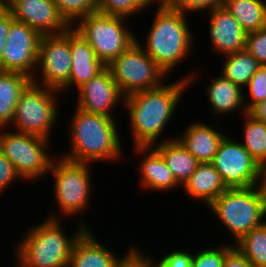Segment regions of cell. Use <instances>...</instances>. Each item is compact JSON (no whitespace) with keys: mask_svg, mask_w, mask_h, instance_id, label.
<instances>
[{"mask_svg":"<svg viewBox=\"0 0 266 267\" xmlns=\"http://www.w3.org/2000/svg\"><path fill=\"white\" fill-rule=\"evenodd\" d=\"M194 72L175 82L166 85L164 83L158 88L138 91L124 97L123 106L129 111V127L133 136L132 143L134 142L132 145L153 146L158 143L185 91L199 77L198 72Z\"/></svg>","mask_w":266,"mask_h":267,"instance_id":"1","label":"cell"},{"mask_svg":"<svg viewBox=\"0 0 266 267\" xmlns=\"http://www.w3.org/2000/svg\"><path fill=\"white\" fill-rule=\"evenodd\" d=\"M74 110L68 129L70 150L66 154L62 153V157L87 164L101 160L120 161L123 155V141L119 138L116 118L88 113L78 107Z\"/></svg>","mask_w":266,"mask_h":267,"instance_id":"2","label":"cell"},{"mask_svg":"<svg viewBox=\"0 0 266 267\" xmlns=\"http://www.w3.org/2000/svg\"><path fill=\"white\" fill-rule=\"evenodd\" d=\"M80 218L78 229L69 236L64 233L60 219L45 218L42 223L28 227L15 246L17 267H68L75 242L89 228Z\"/></svg>","mask_w":266,"mask_h":267,"instance_id":"3","label":"cell"},{"mask_svg":"<svg viewBox=\"0 0 266 267\" xmlns=\"http://www.w3.org/2000/svg\"><path fill=\"white\" fill-rule=\"evenodd\" d=\"M157 11L153 17L146 42L141 45L149 57L169 75L183 59L192 52L195 41L186 13L168 8L157 0ZM193 45V46H192Z\"/></svg>","mask_w":266,"mask_h":267,"instance_id":"4","label":"cell"},{"mask_svg":"<svg viewBox=\"0 0 266 267\" xmlns=\"http://www.w3.org/2000/svg\"><path fill=\"white\" fill-rule=\"evenodd\" d=\"M208 208L236 242L266 221V195L259 185L226 189Z\"/></svg>","mask_w":266,"mask_h":267,"instance_id":"5","label":"cell"},{"mask_svg":"<svg viewBox=\"0 0 266 267\" xmlns=\"http://www.w3.org/2000/svg\"><path fill=\"white\" fill-rule=\"evenodd\" d=\"M91 169L87 163L74 162L58 156L53 159L49 171L55 178L54 199L59 210L56 211L58 214L52 211L47 218L59 219L64 215L67 217L83 215L81 212L90 206L89 196L93 184L90 182Z\"/></svg>","mask_w":266,"mask_h":267,"instance_id":"6","label":"cell"},{"mask_svg":"<svg viewBox=\"0 0 266 267\" xmlns=\"http://www.w3.org/2000/svg\"><path fill=\"white\" fill-rule=\"evenodd\" d=\"M126 20L97 11L80 18L72 28L88 41L96 57L107 66L138 39Z\"/></svg>","mask_w":266,"mask_h":267,"instance_id":"7","label":"cell"},{"mask_svg":"<svg viewBox=\"0 0 266 267\" xmlns=\"http://www.w3.org/2000/svg\"><path fill=\"white\" fill-rule=\"evenodd\" d=\"M58 93L57 89L31 82L16 104L11 123L14 131L50 140L59 116Z\"/></svg>","mask_w":266,"mask_h":267,"instance_id":"8","label":"cell"},{"mask_svg":"<svg viewBox=\"0 0 266 267\" xmlns=\"http://www.w3.org/2000/svg\"><path fill=\"white\" fill-rule=\"evenodd\" d=\"M4 129L7 127L0 128V151L11 161L22 180L32 182L51 173L50 165L56 157L50 155L53 152L51 140Z\"/></svg>","mask_w":266,"mask_h":267,"instance_id":"9","label":"cell"},{"mask_svg":"<svg viewBox=\"0 0 266 267\" xmlns=\"http://www.w3.org/2000/svg\"><path fill=\"white\" fill-rule=\"evenodd\" d=\"M124 96L155 89L168 75L136 41L106 66Z\"/></svg>","mask_w":266,"mask_h":267,"instance_id":"10","label":"cell"},{"mask_svg":"<svg viewBox=\"0 0 266 267\" xmlns=\"http://www.w3.org/2000/svg\"><path fill=\"white\" fill-rule=\"evenodd\" d=\"M220 173L227 189L248 188L260 183L259 164L243 145L230 136H224L211 161Z\"/></svg>","mask_w":266,"mask_h":267,"instance_id":"11","label":"cell"},{"mask_svg":"<svg viewBox=\"0 0 266 267\" xmlns=\"http://www.w3.org/2000/svg\"><path fill=\"white\" fill-rule=\"evenodd\" d=\"M71 57L70 27L61 34L42 35L37 60L41 79L36 75L32 78V82L60 90L69 81Z\"/></svg>","mask_w":266,"mask_h":267,"instance_id":"12","label":"cell"},{"mask_svg":"<svg viewBox=\"0 0 266 267\" xmlns=\"http://www.w3.org/2000/svg\"><path fill=\"white\" fill-rule=\"evenodd\" d=\"M41 36L26 23L14 20L6 37L0 70L20 72L30 78L35 77Z\"/></svg>","mask_w":266,"mask_h":267,"instance_id":"13","label":"cell"},{"mask_svg":"<svg viewBox=\"0 0 266 267\" xmlns=\"http://www.w3.org/2000/svg\"><path fill=\"white\" fill-rule=\"evenodd\" d=\"M76 107L88 113L114 118L112 110L123 104L124 95L114 81L110 70L105 67L90 81L78 88Z\"/></svg>","mask_w":266,"mask_h":267,"instance_id":"14","label":"cell"},{"mask_svg":"<svg viewBox=\"0 0 266 267\" xmlns=\"http://www.w3.org/2000/svg\"><path fill=\"white\" fill-rule=\"evenodd\" d=\"M6 8L14 20L26 23L41 35L61 34L70 27L54 0H13Z\"/></svg>","mask_w":266,"mask_h":267,"instance_id":"15","label":"cell"},{"mask_svg":"<svg viewBox=\"0 0 266 267\" xmlns=\"http://www.w3.org/2000/svg\"><path fill=\"white\" fill-rule=\"evenodd\" d=\"M208 14L213 52L223 56L245 49L247 32L228 10L220 6L210 9Z\"/></svg>","mask_w":266,"mask_h":267,"instance_id":"16","label":"cell"},{"mask_svg":"<svg viewBox=\"0 0 266 267\" xmlns=\"http://www.w3.org/2000/svg\"><path fill=\"white\" fill-rule=\"evenodd\" d=\"M70 50L72 67L69 81L59 90L80 88L83 84L90 81L99 74L106 66L96 57L94 50L88 41L70 27Z\"/></svg>","mask_w":266,"mask_h":267,"instance_id":"17","label":"cell"},{"mask_svg":"<svg viewBox=\"0 0 266 267\" xmlns=\"http://www.w3.org/2000/svg\"><path fill=\"white\" fill-rule=\"evenodd\" d=\"M134 151L139 155L142 154V157L144 156V159H141L138 164L142 188H147V191L164 192L166 190L168 192L180 187L171 169L153 146H134Z\"/></svg>","mask_w":266,"mask_h":267,"instance_id":"18","label":"cell"},{"mask_svg":"<svg viewBox=\"0 0 266 267\" xmlns=\"http://www.w3.org/2000/svg\"><path fill=\"white\" fill-rule=\"evenodd\" d=\"M87 228L75 242L68 267H114L122 258Z\"/></svg>","mask_w":266,"mask_h":267,"instance_id":"19","label":"cell"},{"mask_svg":"<svg viewBox=\"0 0 266 267\" xmlns=\"http://www.w3.org/2000/svg\"><path fill=\"white\" fill-rule=\"evenodd\" d=\"M176 138L198 160L199 163L211 162L217 152L221 140L226 135L214 127L201 123L191 122Z\"/></svg>","mask_w":266,"mask_h":267,"instance_id":"20","label":"cell"},{"mask_svg":"<svg viewBox=\"0 0 266 267\" xmlns=\"http://www.w3.org/2000/svg\"><path fill=\"white\" fill-rule=\"evenodd\" d=\"M189 198L204 203L208 207L227 187L221 179L220 173L211 162L199 163L195 172L182 186Z\"/></svg>","mask_w":266,"mask_h":267,"instance_id":"21","label":"cell"},{"mask_svg":"<svg viewBox=\"0 0 266 267\" xmlns=\"http://www.w3.org/2000/svg\"><path fill=\"white\" fill-rule=\"evenodd\" d=\"M219 75L212 78V82L205 88V94L208 96L211 109H213L212 113L216 115L215 117H220L222 114L226 116V114L240 109L243 110L241 113L245 114L244 90L246 89H242L223 75Z\"/></svg>","mask_w":266,"mask_h":267,"instance_id":"22","label":"cell"},{"mask_svg":"<svg viewBox=\"0 0 266 267\" xmlns=\"http://www.w3.org/2000/svg\"><path fill=\"white\" fill-rule=\"evenodd\" d=\"M170 138V139H169ZM153 147L160 153L166 165L171 169L177 183L183 186L195 172L198 160L175 137H168Z\"/></svg>","mask_w":266,"mask_h":267,"instance_id":"23","label":"cell"},{"mask_svg":"<svg viewBox=\"0 0 266 267\" xmlns=\"http://www.w3.org/2000/svg\"><path fill=\"white\" fill-rule=\"evenodd\" d=\"M31 82L23 73L0 70V128L11 126L20 94Z\"/></svg>","mask_w":266,"mask_h":267,"instance_id":"24","label":"cell"},{"mask_svg":"<svg viewBox=\"0 0 266 267\" xmlns=\"http://www.w3.org/2000/svg\"><path fill=\"white\" fill-rule=\"evenodd\" d=\"M223 7L247 33L266 26V0H225Z\"/></svg>","mask_w":266,"mask_h":267,"instance_id":"25","label":"cell"},{"mask_svg":"<svg viewBox=\"0 0 266 267\" xmlns=\"http://www.w3.org/2000/svg\"><path fill=\"white\" fill-rule=\"evenodd\" d=\"M226 56V57H225ZM225 61L220 74L242 89L261 67L260 63L246 50L224 55Z\"/></svg>","mask_w":266,"mask_h":267,"instance_id":"26","label":"cell"},{"mask_svg":"<svg viewBox=\"0 0 266 267\" xmlns=\"http://www.w3.org/2000/svg\"><path fill=\"white\" fill-rule=\"evenodd\" d=\"M244 133L243 142H240L253 159L261 167L266 163V123L255 119L248 112L243 114Z\"/></svg>","mask_w":266,"mask_h":267,"instance_id":"27","label":"cell"},{"mask_svg":"<svg viewBox=\"0 0 266 267\" xmlns=\"http://www.w3.org/2000/svg\"><path fill=\"white\" fill-rule=\"evenodd\" d=\"M235 243L238 250L254 267H266V221Z\"/></svg>","mask_w":266,"mask_h":267,"instance_id":"28","label":"cell"},{"mask_svg":"<svg viewBox=\"0 0 266 267\" xmlns=\"http://www.w3.org/2000/svg\"><path fill=\"white\" fill-rule=\"evenodd\" d=\"M157 0H98V12L130 18L131 15H138L141 11L145 12ZM149 6V7H148ZM140 11V12H139Z\"/></svg>","mask_w":266,"mask_h":267,"instance_id":"29","label":"cell"},{"mask_svg":"<svg viewBox=\"0 0 266 267\" xmlns=\"http://www.w3.org/2000/svg\"><path fill=\"white\" fill-rule=\"evenodd\" d=\"M60 16L72 27L80 18L98 11V0H54Z\"/></svg>","mask_w":266,"mask_h":267,"instance_id":"30","label":"cell"},{"mask_svg":"<svg viewBox=\"0 0 266 267\" xmlns=\"http://www.w3.org/2000/svg\"><path fill=\"white\" fill-rule=\"evenodd\" d=\"M221 244L214 248L195 251L192 255L191 267H223L225 255L235 246Z\"/></svg>","mask_w":266,"mask_h":267,"instance_id":"31","label":"cell"},{"mask_svg":"<svg viewBox=\"0 0 266 267\" xmlns=\"http://www.w3.org/2000/svg\"><path fill=\"white\" fill-rule=\"evenodd\" d=\"M245 88H248V95L251 100L246 102L247 97L244 94V107L248 112L254 105L266 100V66H261L257 70Z\"/></svg>","mask_w":266,"mask_h":267,"instance_id":"32","label":"cell"},{"mask_svg":"<svg viewBox=\"0 0 266 267\" xmlns=\"http://www.w3.org/2000/svg\"><path fill=\"white\" fill-rule=\"evenodd\" d=\"M168 8L181 11L183 13L188 12H202L209 11L210 9L223 6L225 0H161Z\"/></svg>","mask_w":266,"mask_h":267,"instance_id":"33","label":"cell"},{"mask_svg":"<svg viewBox=\"0 0 266 267\" xmlns=\"http://www.w3.org/2000/svg\"><path fill=\"white\" fill-rule=\"evenodd\" d=\"M245 49L261 66H266V26L247 33Z\"/></svg>","mask_w":266,"mask_h":267,"instance_id":"34","label":"cell"},{"mask_svg":"<svg viewBox=\"0 0 266 267\" xmlns=\"http://www.w3.org/2000/svg\"><path fill=\"white\" fill-rule=\"evenodd\" d=\"M129 247V252L114 267H152L154 265V259L147 253L144 254V251L139 250L140 247Z\"/></svg>","mask_w":266,"mask_h":267,"instance_id":"35","label":"cell"},{"mask_svg":"<svg viewBox=\"0 0 266 267\" xmlns=\"http://www.w3.org/2000/svg\"><path fill=\"white\" fill-rule=\"evenodd\" d=\"M192 253L183 250H174L164 255L159 261L154 260L157 267H191Z\"/></svg>","mask_w":266,"mask_h":267,"instance_id":"36","label":"cell"},{"mask_svg":"<svg viewBox=\"0 0 266 267\" xmlns=\"http://www.w3.org/2000/svg\"><path fill=\"white\" fill-rule=\"evenodd\" d=\"M14 165L11 161L0 151V193L4 192L9 185L20 179ZM12 183V184H11ZM5 189V190H4Z\"/></svg>","mask_w":266,"mask_h":267,"instance_id":"37","label":"cell"},{"mask_svg":"<svg viewBox=\"0 0 266 267\" xmlns=\"http://www.w3.org/2000/svg\"><path fill=\"white\" fill-rule=\"evenodd\" d=\"M14 21L13 16L6 7L0 10V63L3 56V50L6 44V37L11 23Z\"/></svg>","mask_w":266,"mask_h":267,"instance_id":"38","label":"cell"},{"mask_svg":"<svg viewBox=\"0 0 266 267\" xmlns=\"http://www.w3.org/2000/svg\"><path fill=\"white\" fill-rule=\"evenodd\" d=\"M223 267H254V265L234 246L225 255Z\"/></svg>","mask_w":266,"mask_h":267,"instance_id":"39","label":"cell"},{"mask_svg":"<svg viewBox=\"0 0 266 267\" xmlns=\"http://www.w3.org/2000/svg\"><path fill=\"white\" fill-rule=\"evenodd\" d=\"M248 113L255 119L261 120L266 123V100L254 105Z\"/></svg>","mask_w":266,"mask_h":267,"instance_id":"40","label":"cell"},{"mask_svg":"<svg viewBox=\"0 0 266 267\" xmlns=\"http://www.w3.org/2000/svg\"><path fill=\"white\" fill-rule=\"evenodd\" d=\"M259 186H260L261 190L264 192V194L266 195V163H264L260 169Z\"/></svg>","mask_w":266,"mask_h":267,"instance_id":"41","label":"cell"},{"mask_svg":"<svg viewBox=\"0 0 266 267\" xmlns=\"http://www.w3.org/2000/svg\"><path fill=\"white\" fill-rule=\"evenodd\" d=\"M13 0H0V4L3 7H6L9 3H11Z\"/></svg>","mask_w":266,"mask_h":267,"instance_id":"42","label":"cell"}]
</instances>
